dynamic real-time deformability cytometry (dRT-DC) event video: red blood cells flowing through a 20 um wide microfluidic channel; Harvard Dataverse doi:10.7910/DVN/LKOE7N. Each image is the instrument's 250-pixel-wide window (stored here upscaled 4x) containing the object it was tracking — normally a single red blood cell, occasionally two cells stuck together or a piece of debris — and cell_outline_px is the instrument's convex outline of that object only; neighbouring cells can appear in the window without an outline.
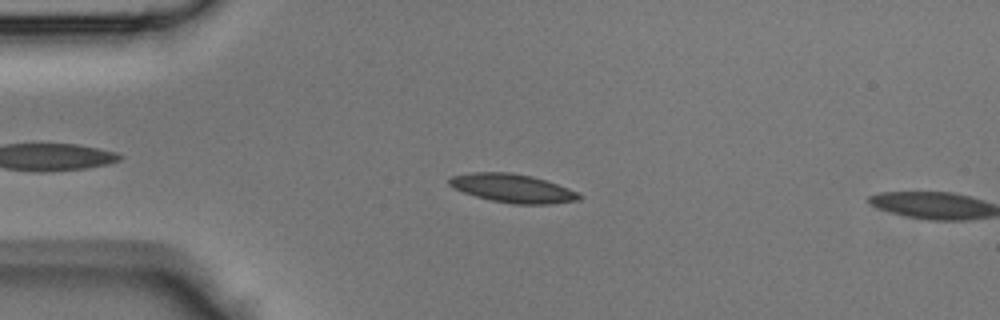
{"species": "Egyptian fruit bat (a non-hibernating species)", "species_latin": "Rousettus aegyptiacus", "temperature_condition": "room temperature", "stored_images_in_passage": 9, "camera_frame_rate_fps": 3000, "um_per_image_px": 0.085, "animal": {"sex": "male"}, "frame": {"image": 1, "passage_image": 8, "time_ms": 2.333, "image_size_px": [1000, 320], "cell_outline_px": [[584, 196], [580, 200], [548, 204], [512, 204], [492, 200], [476, 196], [452, 188], [448, 184], [448, 176], [472, 172], [512, 172], [532, 176], [568, 188]], "centroid_in_image_um": [43.54, 15.99], "position_along_channel_um": 41.5, "area_um2": 21.68}}